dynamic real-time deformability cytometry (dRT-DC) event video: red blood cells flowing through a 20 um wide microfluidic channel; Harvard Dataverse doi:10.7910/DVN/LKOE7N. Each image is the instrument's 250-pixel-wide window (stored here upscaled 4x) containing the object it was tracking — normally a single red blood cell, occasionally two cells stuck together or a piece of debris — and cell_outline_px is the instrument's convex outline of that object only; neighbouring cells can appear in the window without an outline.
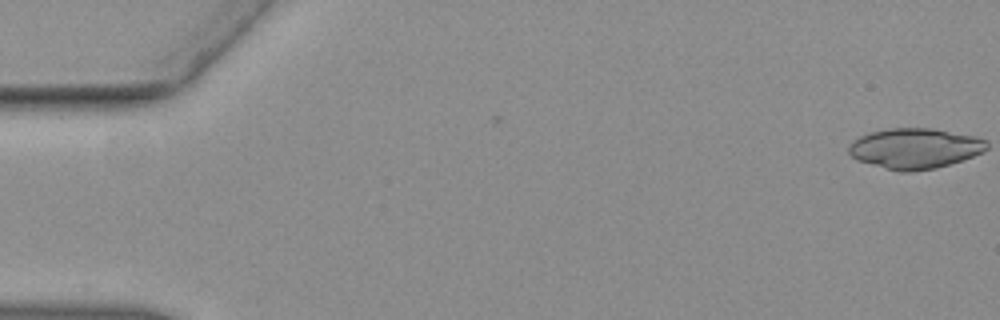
{"species": "common noctule bat (a hibernating species)", "species_latin": "Nyctalus noctula", "temperature_condition": "warm", "stored_images_in_passage": 2, "camera_frame_rate_fps": 3000, "um_per_image_px": 0.085, "animal": {"sex": "female", "body_mass_g": 19.3, "forearm_length_mm": 54.1}, "frame": {"image": 1, "passage_image": 2, "time_ms": 0.333, "image_size_px": [1000, 320], "cell_outline_px": [[976, 152], [968, 156], [944, 164], [928, 168], [896, 168], [868, 136], [880, 132], [940, 132], [976, 140]], "centroid_in_image_um": [78.43, 12.6], "position_along_channel_um": 6.6, "area_um2": 21.21}}